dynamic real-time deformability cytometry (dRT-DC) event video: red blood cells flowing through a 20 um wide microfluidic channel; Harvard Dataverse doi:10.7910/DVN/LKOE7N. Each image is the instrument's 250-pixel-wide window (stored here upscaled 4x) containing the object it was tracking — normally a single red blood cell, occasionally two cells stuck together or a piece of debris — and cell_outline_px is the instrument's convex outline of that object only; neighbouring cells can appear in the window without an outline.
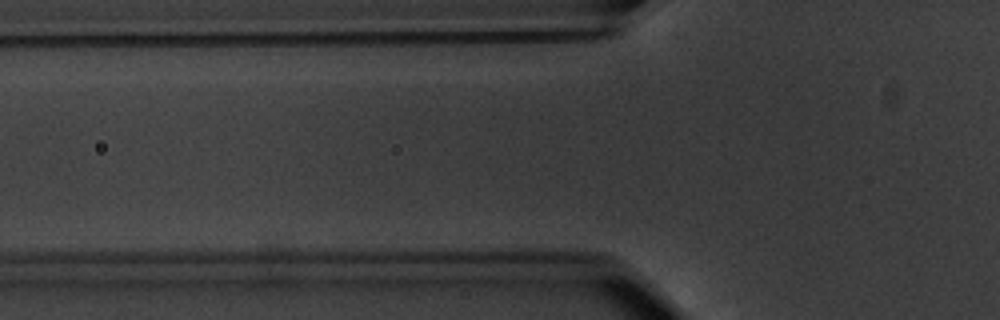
{"species": "common noctule bat (a hibernating species)", "species_latin": "Nyctalus noctula", "temperature_condition": "warm", "stored_images_in_passage": 4, "segment_of_instrument_passage": [1, 2], "camera_frame_rate_fps": 3000, "um_per_image_px": 0.085, "animal": {"sex": "male", "body_mass_g": 20.1, "forearm_length_mm": 53.5}, "frame": {"image": 1, "passage_image": 2, "time_ms": 1.0, "image_size_px": [1000, 320], "cell_outline_px": [[264, 192], [248, 196], [196, 208], [128, 200], [120, 196], [132, 184], [232, 184], [256, 188]], "centroid_in_image_um": [15.94, 16.48], "position_along_channel_um": 109.9, "area_um2": 17.34}}